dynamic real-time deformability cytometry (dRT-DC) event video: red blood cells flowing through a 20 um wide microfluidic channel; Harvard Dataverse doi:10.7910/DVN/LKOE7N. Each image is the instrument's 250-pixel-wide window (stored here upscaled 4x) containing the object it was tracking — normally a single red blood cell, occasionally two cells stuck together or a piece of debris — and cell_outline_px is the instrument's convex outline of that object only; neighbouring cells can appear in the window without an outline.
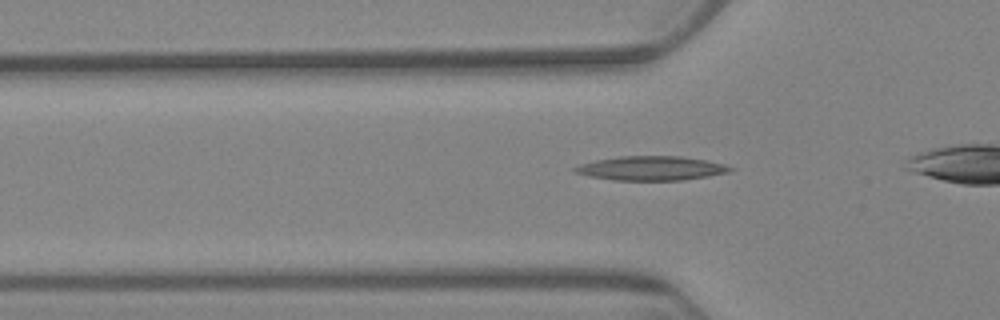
{"species": "Egyptian fruit bat (a non-hibernating species)", "species_latin": "Rousettus aegyptiacus", "temperature_condition": "warm", "stored_images_in_passage": 3, "segment_of_instrument_passage": [2, 2], "camera_frame_rate_fps": 3000, "um_per_image_px": 0.085, "animal": {"sex": "female"}, "frame": {"image": 1, "passage_image": 3, "time_ms": 2.333, "image_size_px": [1000, 320], "cell_outline_px": [[736, 168], [728, 172], [708, 176], [684, 180], [612, 180], [588, 176], [576, 172], [572, 168], [580, 164], [596, 160], [620, 156], [680, 156], [708, 160], [724, 164]], "centroid_in_image_um": [55.37, 14.3], "position_along_channel_um": 70.4, "area_um2": 21.91}}